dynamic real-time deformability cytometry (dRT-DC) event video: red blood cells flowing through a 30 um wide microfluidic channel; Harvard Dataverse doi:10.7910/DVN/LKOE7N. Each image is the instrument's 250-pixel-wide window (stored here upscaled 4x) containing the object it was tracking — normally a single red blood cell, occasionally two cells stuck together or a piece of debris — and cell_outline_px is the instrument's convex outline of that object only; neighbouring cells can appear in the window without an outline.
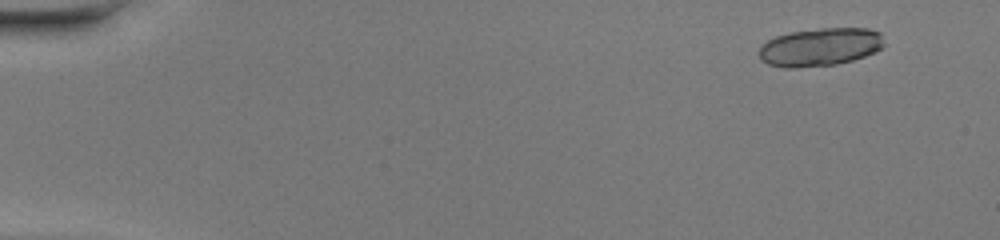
{"species": "common noctule bat (a hibernating species)", "species_latin": "Nyctalus noctula", "temperature_condition": "warm", "stored_images_in_passage": 19, "camera_frame_rate_fps": 3000, "um_per_image_px": 0.085, "animal": {"sex": "female", "body_mass_g": 20.0, "forearm_length_mm": 54.0}, "frame": {"image": 1, "passage_image": 4, "time_ms": 1.0, "image_size_px": [1000, 240], "cell_outline_px": [[884, 44], [880, 48], [864, 56], [852, 60], [836, 64], [796, 68], [784, 68], [768, 64], [760, 60], [760, 44], [776, 36], [792, 32], [820, 28], [868, 28], [880, 32]], "centroid_in_image_um": [69.67, 4.0], "position_along_channel_um": 15.3, "area_um2": 27.69}}